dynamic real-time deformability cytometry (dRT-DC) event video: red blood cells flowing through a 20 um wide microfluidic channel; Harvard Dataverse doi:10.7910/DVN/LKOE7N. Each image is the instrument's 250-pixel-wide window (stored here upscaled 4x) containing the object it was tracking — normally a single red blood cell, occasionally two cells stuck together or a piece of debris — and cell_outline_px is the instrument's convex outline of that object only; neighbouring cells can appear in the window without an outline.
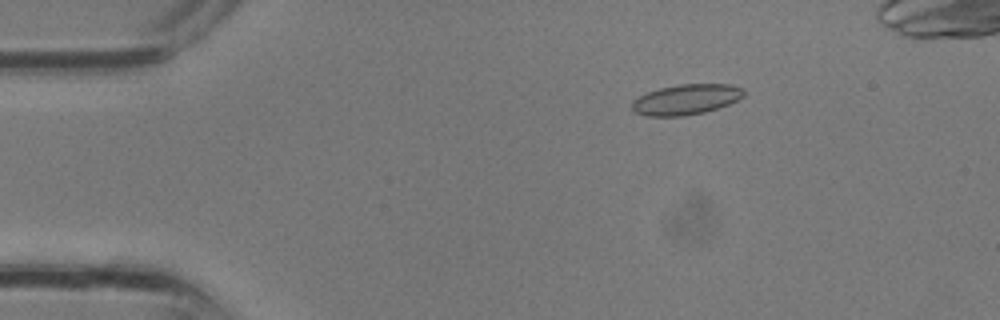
{"species": "common noctule bat (a hibernating species)", "species_latin": "Nyctalus noctula", "temperature_condition": "room temperature", "stored_images_in_passage": 26, "camera_frame_rate_fps": 3000, "um_per_image_px": 0.085, "animal": {"sex": "male", "body_mass_g": 13.3}, "frame": {"image": 1, "passage_image": 4, "time_ms": 1.0, "image_size_px": [1000, 320], "cell_outline_px": [[744, 96], [728, 104], [704, 112], [684, 116], [648, 116], [632, 112], [632, 100], [648, 92], [660, 88], [680, 84], [732, 84], [744, 88]], "centroid_in_image_um": [58.31, 8.45], "position_along_channel_um": 26.7, "area_um2": 19.77}}
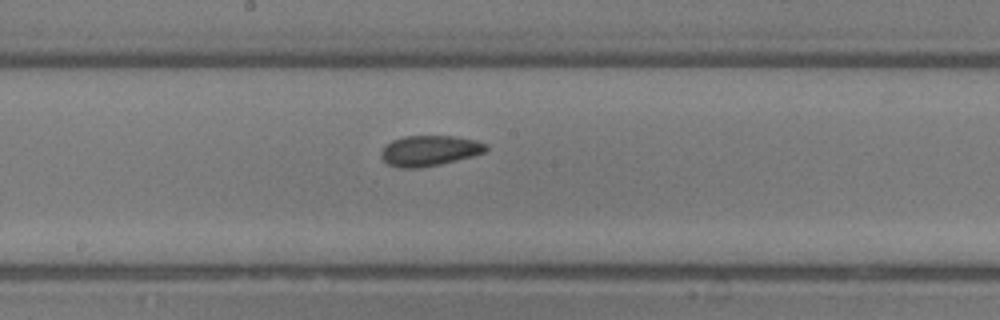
{"frame": {"image": 2, "passage_image": 16, "time_ms": 5.0, "image_size_px": [1000, 320], "cell_outline_px": [[488, 148], [484, 152], [472, 156], [440, 164], [420, 168], [400, 168], [388, 164], [380, 156], [380, 152], [384, 144], [392, 140], [404, 136], [452, 136], [476, 140], [488, 144]], "centroid_in_image_um": [36.47, 12.8], "position_along_channel_um": 211.7, "area_um2": 18.73}}
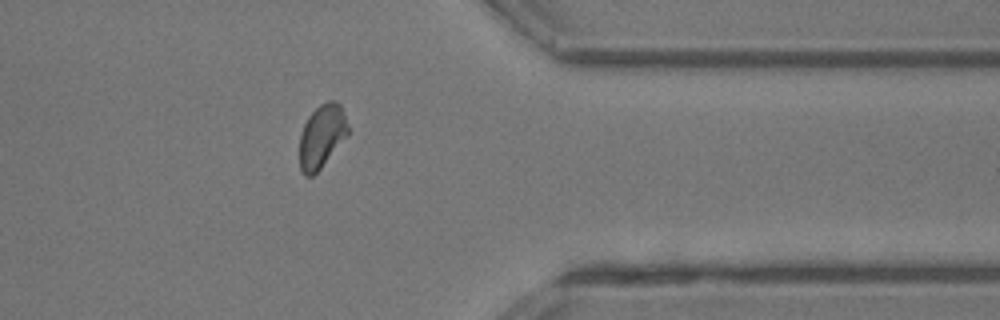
{"frame": {"image": 3, "passage_image": 25, "time_ms": 8.0, "image_size_px": [1000, 320], "cell_outline_px": [[348, 136], [320, 168], [312, 176], [304, 176], [300, 168], [300, 132], [308, 116], [320, 104], [328, 100], [336, 100], [340, 104], [344, 112], [348, 124]], "centroid_in_image_um": [27.36, 11.55], "position_along_channel_um": 384.0, "area_um2": 17.98}}